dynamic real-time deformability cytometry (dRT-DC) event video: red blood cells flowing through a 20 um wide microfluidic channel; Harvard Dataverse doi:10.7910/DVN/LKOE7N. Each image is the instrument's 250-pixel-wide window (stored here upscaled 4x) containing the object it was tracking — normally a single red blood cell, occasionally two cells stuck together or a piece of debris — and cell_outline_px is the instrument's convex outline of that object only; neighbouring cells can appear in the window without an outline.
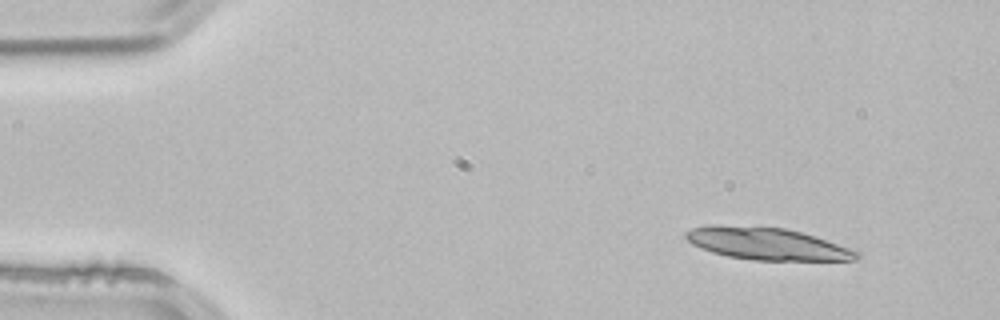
{"species": "common noctule bat (a hibernating species)", "species_latin": "Nyctalus noctula", "temperature_condition": "room temperature", "stored_images_in_passage": 4, "camera_frame_rate_fps": 3000, "um_per_image_px": 0.085, "animal": {"sex": "male", "body_mass_g": 21.5, "forearm_length_mm": 52.0}, "frame": {"image": 1, "passage_image": 1, "time_ms": 0.0, "image_size_px": [1000, 320], "cell_outline_px": [[860, 256], [856, 260], [752, 260], [728, 256], [712, 252], [692, 244], [684, 236], [684, 232], [692, 228], [708, 224], [720, 224], [784, 228], [816, 236], [860, 252]], "centroid_in_image_um": [65.16, 20.7], "position_along_channel_um": 19.8, "area_um2": 32.08}}